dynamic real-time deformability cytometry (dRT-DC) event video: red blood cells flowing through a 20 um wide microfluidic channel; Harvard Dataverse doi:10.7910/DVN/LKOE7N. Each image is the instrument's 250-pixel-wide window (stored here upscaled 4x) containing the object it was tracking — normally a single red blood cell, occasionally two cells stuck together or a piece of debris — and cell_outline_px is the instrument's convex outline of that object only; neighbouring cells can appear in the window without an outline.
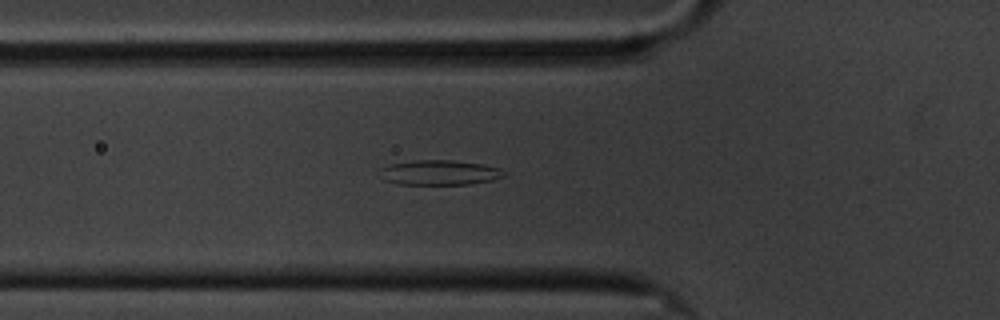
{"species": "common noctule bat (a hibernating species)", "species_latin": "Nyctalus noctula", "temperature_condition": "cold", "stored_images_in_passage": 51, "camera_frame_rate_fps": 3000, "um_per_image_px": 0.085, "animal": {"sex": "male", "body_mass_g": 20.1, "forearm_length_mm": 53.5}, "frame": {"image": 1, "passage_image": 16, "time_ms": 5.0, "image_size_px": [1000, 320], "cell_outline_px": [[504, 176], [492, 180], [472, 184], [400, 184], [384, 180], [380, 168], [392, 164], [412, 160], [452, 160], [480, 164], [500, 168], [504, 172]], "centroid_in_image_um": [37.37, 14.67], "position_along_channel_um": 88.4, "area_um2": 17.8}}
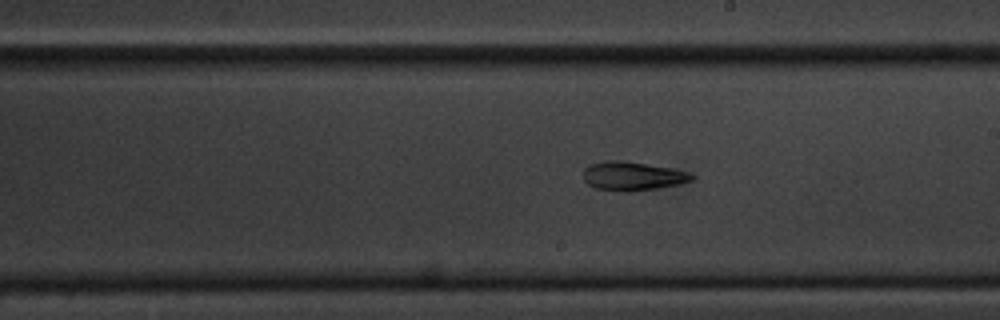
{"frame": {"image": 2, "passage_image": 29, "time_ms": 9.333, "image_size_px": [1000, 320], "cell_outline_px": [[696, 176], [692, 180], [680, 184], [660, 188], [628, 192], [596, 188], [588, 184], [584, 180], [584, 168], [588, 164], [608, 160], [616, 160], [672, 168], [688, 172]], "centroid_in_image_um": [53.77, 14.97], "position_along_channel_um": 235.2, "area_um2": 18.15}}
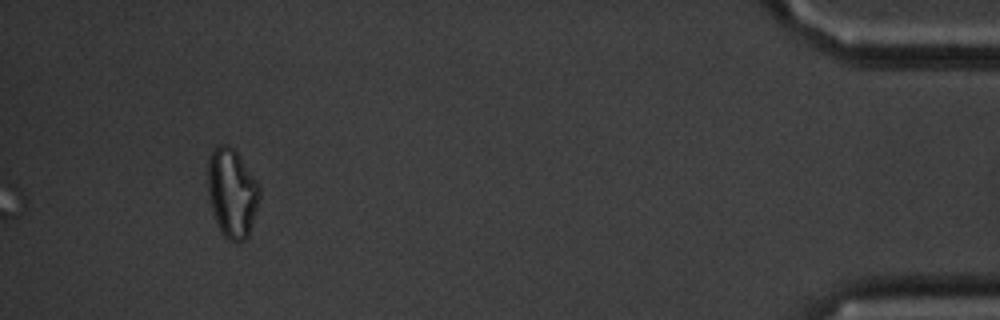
{"frame": {"image": 3, "passage_image": 51, "time_ms": 16.667, "image_size_px": [1000, 320], "cell_outline_px": [[260, 196], [248, 236], [240, 244], [228, 240], [220, 232], [212, 208], [208, 192], [208, 160], [216, 144], [228, 144], [236, 152], [260, 184]], "centroid_in_image_um": [19.73, 16.41], "position_along_channel_um": 415.5, "area_um2": 26.76}, "authors_computed_cell_mechanics": {"area_um2": 18.1492, "velocity_mm_per_s": 3.3729, "shape_relaxation_time_tau1_ms": null, "shape_relaxation_time_tau2_ms": 3.9055, "deformation_change_tau1": null, "deformation_change_tau2": 0.1077}}